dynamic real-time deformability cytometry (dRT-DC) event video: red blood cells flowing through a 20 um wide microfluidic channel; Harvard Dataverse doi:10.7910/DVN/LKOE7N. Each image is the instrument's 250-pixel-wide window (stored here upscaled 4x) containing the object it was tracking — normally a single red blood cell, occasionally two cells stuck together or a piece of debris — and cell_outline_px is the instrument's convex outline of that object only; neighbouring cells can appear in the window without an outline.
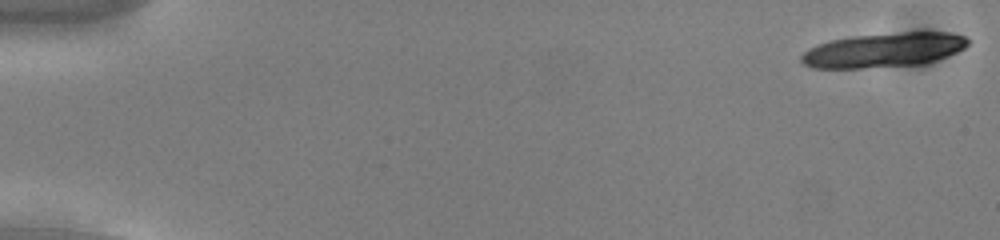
{"species": "common noctule bat (a hibernating species)", "species_latin": "Nyctalus noctula", "temperature_condition": "cold", "stored_images_in_passage": 19, "camera_frame_rate_fps": 3000, "um_per_image_px": 0.085, "animal": {"sex": "male", "body_mass_g": 13.0, "forearm_length_mm": 53.1}, "frame": {"image": 1, "passage_image": 1, "time_ms": 0.0, "image_size_px": [1000, 240], "cell_outline_px": [[972, 40], [964, 48], [948, 56], [924, 64], [864, 68], [812, 68], [804, 64], [800, 60], [800, 56], [808, 48], [832, 40], [852, 36], [904, 32], [952, 32], [964, 36]], "centroid_in_image_um": [75.15, 4.26], "position_along_channel_um": 9.9, "area_um2": 33.58}}